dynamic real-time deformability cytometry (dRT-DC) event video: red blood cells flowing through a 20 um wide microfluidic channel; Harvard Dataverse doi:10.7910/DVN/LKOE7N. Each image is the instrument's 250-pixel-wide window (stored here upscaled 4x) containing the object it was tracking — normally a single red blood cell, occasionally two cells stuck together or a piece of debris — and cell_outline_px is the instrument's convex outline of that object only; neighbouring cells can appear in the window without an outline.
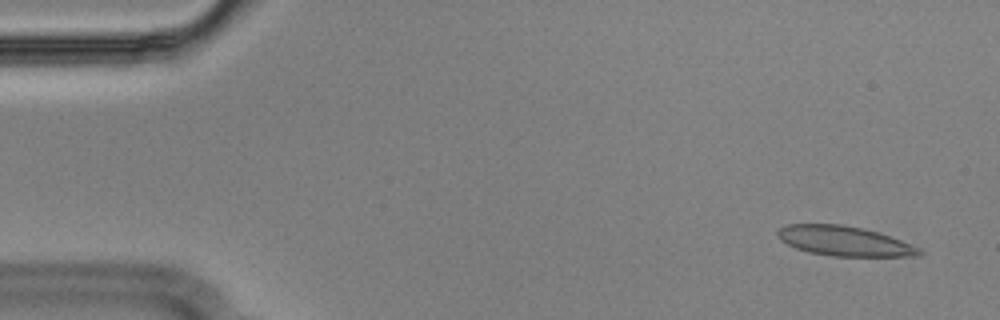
{"species": "Egyptian fruit bat (a non-hibernating species)", "species_latin": "Rousettus aegyptiacus", "temperature_condition": "cold", "stored_images_in_passage": 55, "camera_frame_rate_fps": 3000, "um_per_image_px": 0.085, "animal": {"sex": "male"}, "frame": {"image": 1, "passage_image": 3, "time_ms": 0.667, "image_size_px": [1000, 320], "cell_outline_px": [[924, 252], [916, 256], [832, 256], [808, 252], [796, 248], [780, 240], [776, 236], [776, 232], [780, 228], [788, 224], [844, 224], [864, 228], [900, 240], [920, 248]], "centroid_in_image_um": [71.73, 20.48], "position_along_channel_um": 13.3, "area_um2": 24.51}}
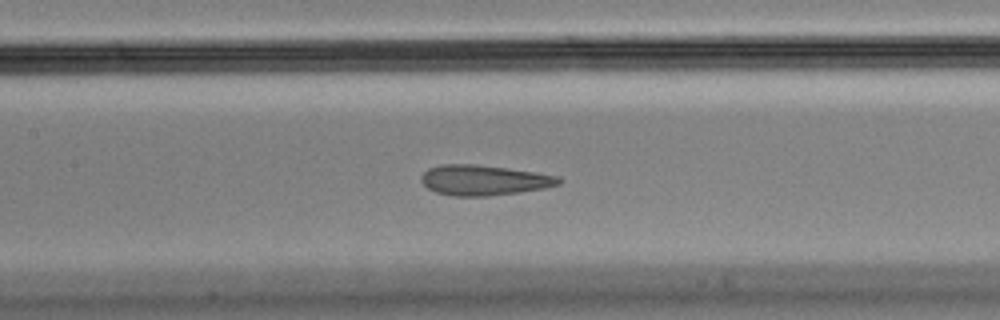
{"frame": {"image": 2, "passage_image": 25, "time_ms": 8.0, "image_size_px": [1000, 320], "cell_outline_px": [[564, 180], [560, 184], [544, 188], [520, 192], [488, 196], [452, 196], [436, 192], [428, 188], [420, 180], [420, 176], [428, 168], [440, 164], [476, 164], [508, 168], [536, 172], [560, 176]], "centroid_in_image_um": [41.14, 15.31], "position_along_channel_um": 166.3, "area_um2": 24.51}}
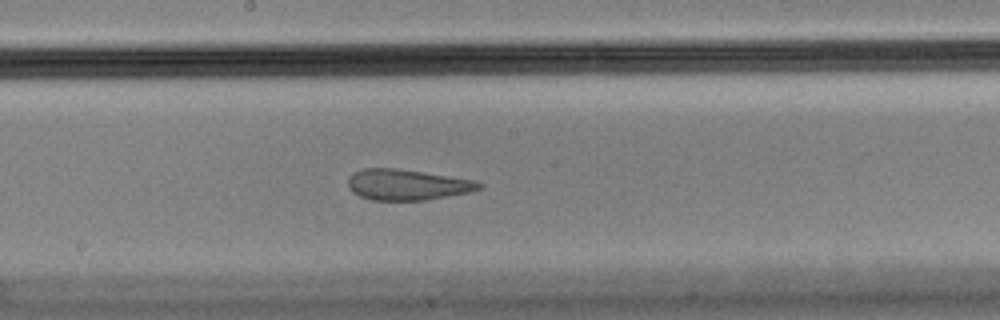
{"frame": {"image": 3, "passage_image": 29, "time_ms": 9.333, "image_size_px": [1000, 320], "cell_outline_px": [[484, 188], [472, 192], [424, 200], [372, 200], [360, 196], [352, 192], [348, 188], [348, 176], [352, 172], [364, 168], [396, 168], [424, 172], [476, 180], [484, 184]], "centroid_in_image_um": [34.63, 15.69], "position_along_channel_um": 213.6, "area_um2": 23.81}}